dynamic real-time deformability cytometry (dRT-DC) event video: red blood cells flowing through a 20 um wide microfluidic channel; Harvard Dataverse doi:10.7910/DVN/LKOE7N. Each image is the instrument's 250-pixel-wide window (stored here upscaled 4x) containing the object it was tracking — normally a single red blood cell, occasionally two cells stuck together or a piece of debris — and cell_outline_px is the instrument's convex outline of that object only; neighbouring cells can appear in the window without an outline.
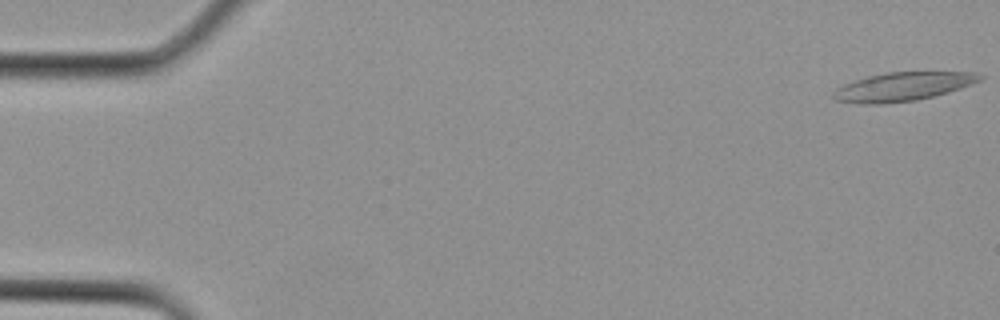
{"species": "Egyptian fruit bat (a non-hibernating species)", "species_latin": "Rousettus aegyptiacus", "temperature_condition": "cold", "stored_images_in_passage": 4, "camera_frame_rate_fps": 3000, "um_per_image_px": 0.085, "animal": {"sex": "female"}, "frame": {"image": 1, "passage_image": 4, "time_ms": 1.0, "image_size_px": [1000, 320], "cell_outline_px": [[984, 76], [980, 80], [972, 84], [948, 92], [916, 100], [884, 104], [860, 104], [836, 100], [832, 96], [832, 92], [836, 88], [844, 84], [868, 76], [884, 72], [972, 72]], "centroid_in_image_um": [76.7, 7.37], "position_along_channel_um": 8.3, "area_um2": 24.39}}